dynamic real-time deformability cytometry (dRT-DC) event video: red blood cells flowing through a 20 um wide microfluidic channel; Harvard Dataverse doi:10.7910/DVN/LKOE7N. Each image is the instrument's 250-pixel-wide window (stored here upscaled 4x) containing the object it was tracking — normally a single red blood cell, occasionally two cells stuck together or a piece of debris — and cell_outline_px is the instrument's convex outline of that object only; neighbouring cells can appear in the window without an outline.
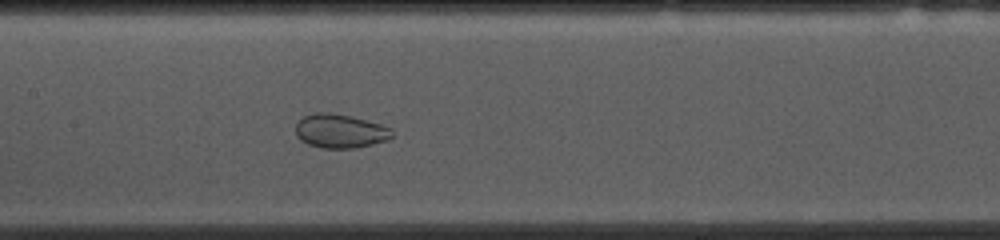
{"species": "common noctule bat (a hibernating species)", "species_latin": "Nyctalus noctula", "temperature_condition": "cold", "stored_images_in_passage": 49, "camera_frame_rate_fps": 3000, "um_per_image_px": 0.085, "animal": {"sex": "female", "body_mass_g": 10.0, "forearm_length_mm": 53.1}, "frame": {"image": 1, "passage_image": 19, "time_ms": 6.0, "image_size_px": [1000, 240], "cell_outline_px": [[392, 136], [388, 140], [372, 144], [352, 148], [324, 148], [308, 144], [300, 140], [296, 136], [296, 124], [304, 116], [312, 112], [332, 112], [352, 116], [380, 124], [392, 128]], "centroid_in_image_um": [28.9, 11.12], "position_along_channel_um": 178.5, "area_um2": 19.13}}
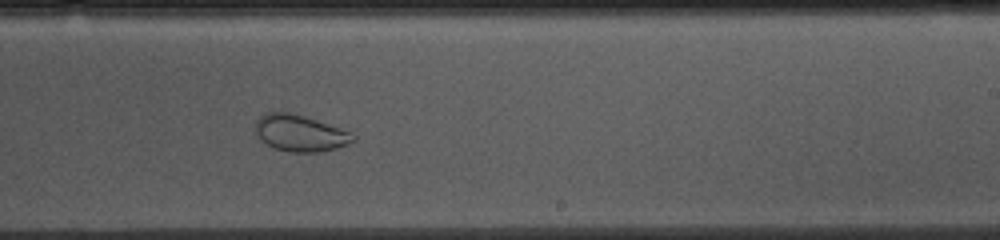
{"frame": {"image": 2, "passage_image": 26, "time_ms": 8.333, "image_size_px": [1000, 240], "cell_outline_px": [[356, 140], [348, 144], [336, 148], [316, 152], [292, 152], [276, 148], [260, 140], [256, 132], [256, 120], [260, 116], [268, 112], [288, 112], [304, 116], [340, 128], [356, 136]], "centroid_in_image_um": [25.5, 11.31], "position_along_channel_um": 263.5, "area_um2": 20.46}}
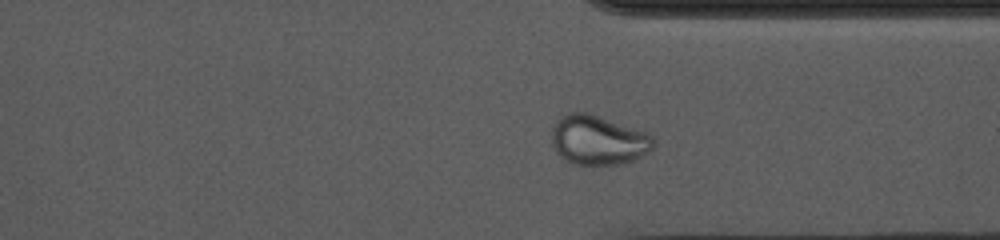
{"frame": {"image": 3, "passage_image": 34, "time_ms": 11.0, "image_size_px": [1000, 240], "cell_outline_px": [[652, 148], [648, 152], [632, 160], [620, 164], [572, 164], [560, 156], [556, 152], [552, 144], [552, 128], [556, 120], [560, 116], [568, 112], [584, 112], [644, 132], [652, 136]], "centroid_in_image_um": [50.76, 11.91], "position_along_channel_um": 360.6, "area_um2": 28.73}}